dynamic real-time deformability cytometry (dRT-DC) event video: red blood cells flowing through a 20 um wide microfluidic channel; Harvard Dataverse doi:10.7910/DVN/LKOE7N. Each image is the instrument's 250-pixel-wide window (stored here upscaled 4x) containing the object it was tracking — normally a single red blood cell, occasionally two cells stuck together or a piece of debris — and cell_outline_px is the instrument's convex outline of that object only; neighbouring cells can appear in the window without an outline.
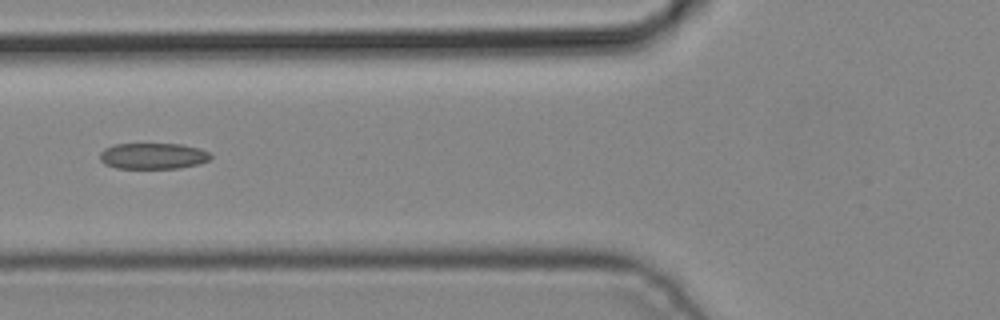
{"species": "common noctule bat (a hibernating species)", "species_latin": "Nyctalus noctula", "temperature_condition": "cold", "stored_images_in_passage": 4, "camera_frame_rate_fps": 3000, "um_per_image_px": 0.085, "animal": {"sex": "male", "body_mass_g": 19.2, "forearm_length_mm": 51.8}, "frame": {"image": 1, "passage_image": 4, "time_ms": 1.0, "image_size_px": [1000, 320], "cell_outline_px": [[212, 156], [208, 160], [200, 164], [180, 168], [116, 168], [104, 164], [100, 160], [100, 152], [104, 148], [116, 144], [180, 144], [200, 148], [208, 152]], "centroid_in_image_um": [13.0, 13.26], "position_along_channel_um": 112.8, "area_um2": 16.88}}